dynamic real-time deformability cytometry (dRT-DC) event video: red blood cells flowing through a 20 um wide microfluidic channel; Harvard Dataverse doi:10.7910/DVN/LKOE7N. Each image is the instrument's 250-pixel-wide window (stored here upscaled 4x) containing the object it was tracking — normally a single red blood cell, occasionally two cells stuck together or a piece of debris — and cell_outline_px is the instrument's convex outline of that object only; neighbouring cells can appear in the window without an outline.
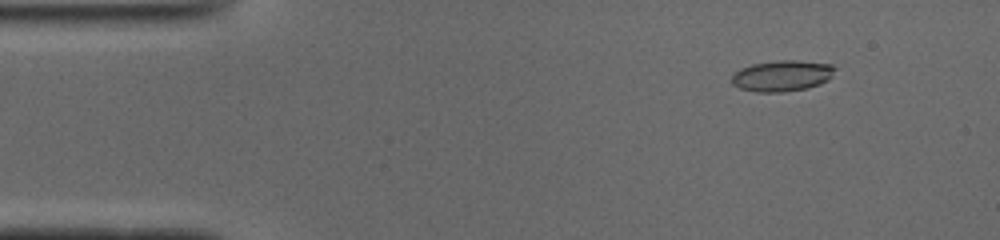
{"species": "common noctule bat (a hibernating species)", "species_latin": "Nyctalus noctula", "temperature_condition": "cold", "stored_images_in_passage": 51, "camera_frame_rate_fps": 3000, "um_per_image_px": 0.085, "animal": {"sex": "male", "body_mass_g": 19.0, "forearm_length_mm": 50.8}, "frame": {"image": 1, "passage_image": 6, "time_ms": 1.667, "image_size_px": [1000, 240], "cell_outline_px": [[836, 68], [832, 76], [828, 80], [820, 84], [808, 88], [784, 92], [756, 92], [740, 88], [732, 84], [732, 76], [740, 68], [752, 64], [780, 60], [796, 60], [832, 64]], "centroid_in_image_um": [66.5, 6.44], "position_along_channel_um": 18.5, "area_um2": 18.73}}
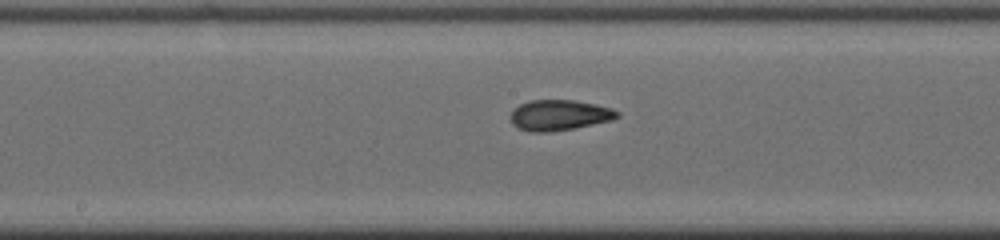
{"frame": {"image": 2, "passage_image": 26, "time_ms": 8.333, "image_size_px": [1000, 240], "cell_outline_px": [[620, 116], [612, 120], [552, 132], [532, 132], [520, 128], [512, 124], [512, 112], [520, 104], [528, 100], [572, 100], [596, 104], [612, 108], [620, 112]], "centroid_in_image_um": [47.57, 9.78], "position_along_channel_um": 200.6, "area_um2": 18.84}}
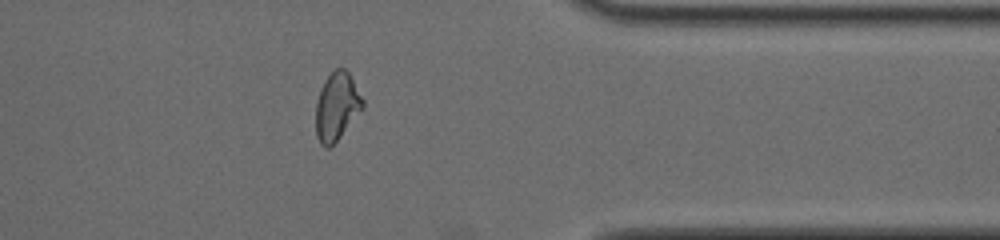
{"frame": {"image": 3, "passage_image": 41, "time_ms": 13.333, "image_size_px": [1000, 240], "cell_outline_px": [[364, 108], [340, 136], [328, 148], [324, 148], [320, 144], [316, 136], [316, 104], [320, 88], [324, 80], [336, 68], [344, 68], [348, 72], [364, 100]], "centroid_in_image_um": [28.62, 9.05], "position_along_channel_um": 382.8, "area_um2": 18.5}, "authors_computed_cell_mechanics": {"area_um2": 18.6116, "velocity_mm_per_s": 3.9325, "shape_relaxation_time_tau1_ms": null, "shape_relaxation_time_tau2_ms": 1.6755, "deformation_change_tau1": null, "deformation_change_tau2": 0.0813}}